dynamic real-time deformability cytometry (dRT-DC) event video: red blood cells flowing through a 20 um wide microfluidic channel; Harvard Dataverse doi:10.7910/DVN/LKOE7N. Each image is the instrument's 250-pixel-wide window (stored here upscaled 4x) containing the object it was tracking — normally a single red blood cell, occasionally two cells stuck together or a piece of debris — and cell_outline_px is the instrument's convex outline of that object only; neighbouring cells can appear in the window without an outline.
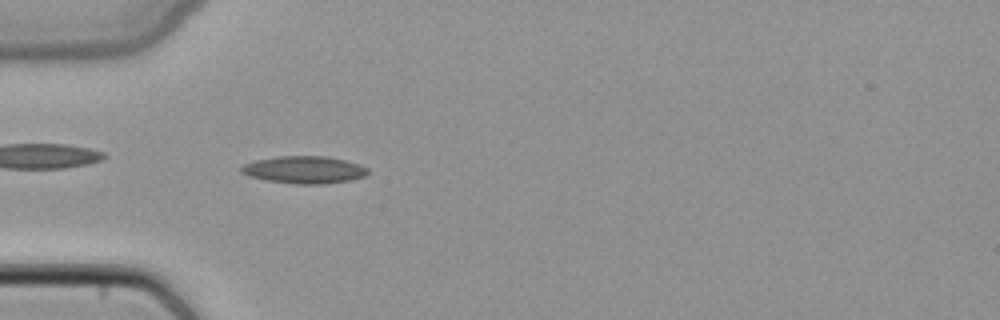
{"species": "common noctule bat (a hibernating species)", "species_latin": "Nyctalus noctula", "temperature_condition": "cold", "stored_images_in_passage": 34, "camera_frame_rate_fps": 3000, "um_per_image_px": 0.085, "animal": {"sex": "female", "body_mass_g": 22.7, "forearm_length_mm": 54.2}, "frame": {"image": 1, "passage_image": 6, "time_ms": 1.667, "image_size_px": [1000, 320], "cell_outline_px": [[368, 172], [364, 176], [348, 180], [320, 184], [296, 184], [264, 180], [248, 176], [240, 172], [240, 168], [244, 164], [256, 160], [276, 156], [328, 156], [360, 164], [368, 168]], "centroid_in_image_um": [25.82, 14.42], "position_along_channel_um": 59.2, "area_um2": 20.17}}
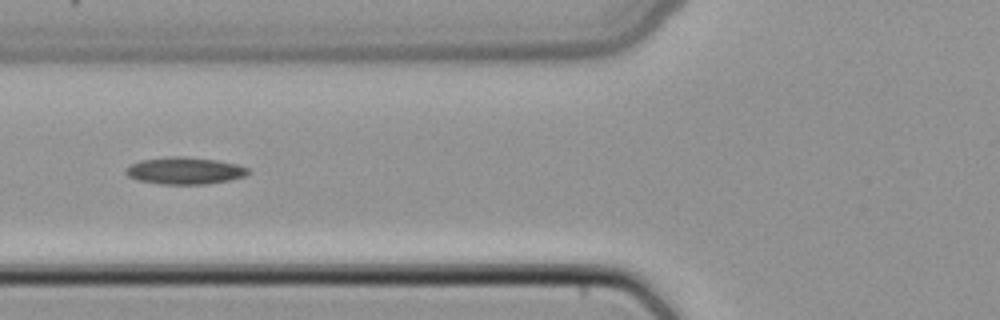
{"frame": {"image": 2, "passage_image": 10, "time_ms": 3.0, "image_size_px": [1000, 320], "cell_outline_px": [[248, 172], [244, 176], [228, 180], [204, 184], [160, 184], [136, 180], [128, 176], [124, 172], [124, 168], [140, 160], [168, 156], [184, 156], [216, 160], [236, 164], [248, 168]], "centroid_in_image_um": [15.63, 14.5], "position_along_channel_um": 110.2, "area_um2": 19.25}}